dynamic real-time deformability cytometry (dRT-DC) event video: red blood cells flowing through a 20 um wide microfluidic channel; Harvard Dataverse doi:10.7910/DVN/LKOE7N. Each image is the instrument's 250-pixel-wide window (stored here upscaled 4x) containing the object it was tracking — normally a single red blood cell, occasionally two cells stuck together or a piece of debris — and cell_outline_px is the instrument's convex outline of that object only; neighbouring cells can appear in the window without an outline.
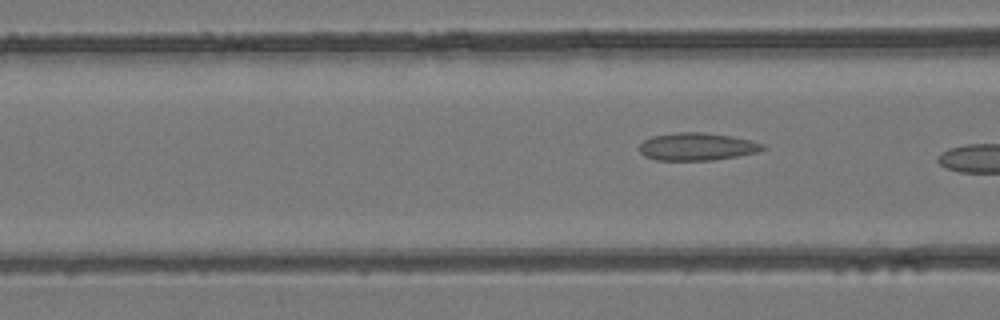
{"species": "common noctule bat (a hibernating species)", "species_latin": "Nyctalus noctula", "temperature_condition": "room temperature", "stored_images_in_passage": 5, "segment_of_instrument_passage": [2, 2], "camera_frame_rate_fps": 3000, "um_per_image_px": 0.085, "animal": {"sex": "female", "body_mass_g": 24.6, "forearm_length_mm": 56.2}, "frame": {"image": 1, "passage_image": 5, "time_ms": 1.333, "image_size_px": [1000, 320], "cell_outline_px": [[768, 148], [760, 152], [712, 160], [656, 160], [644, 156], [640, 152], [640, 144], [644, 140], [652, 136], [676, 132], [704, 132], [732, 136], [752, 140], [764, 144]], "centroid_in_image_um": [59.29, 12.46], "position_along_channel_um": 107.3, "area_um2": 20.06}}